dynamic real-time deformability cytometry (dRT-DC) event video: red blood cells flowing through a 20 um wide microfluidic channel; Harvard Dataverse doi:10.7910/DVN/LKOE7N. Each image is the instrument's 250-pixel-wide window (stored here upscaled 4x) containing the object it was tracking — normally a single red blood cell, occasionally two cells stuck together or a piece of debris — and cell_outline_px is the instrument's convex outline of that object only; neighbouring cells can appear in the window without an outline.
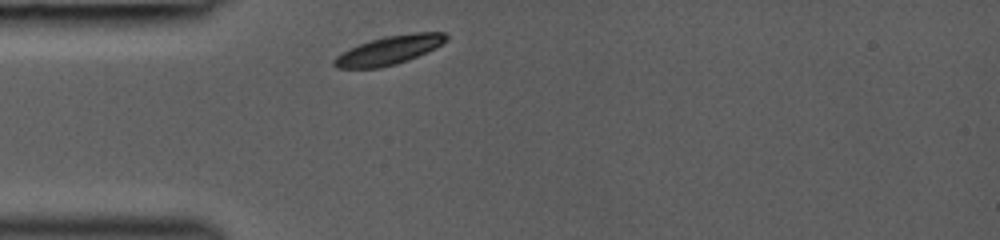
{"species": "common noctule bat (a hibernating species)", "species_latin": "Nyctalus noctula", "temperature_condition": "room temperature", "stored_images_in_passage": 5, "camera_frame_rate_fps": 3000, "um_per_image_px": 0.085, "animal": {"sex": "female", "body_mass_g": 19.0, "forearm_length_mm": 53.3}, "frame": {"image": 1, "passage_image": 1, "time_ms": 0.0, "image_size_px": [1000, 240], "cell_outline_px": [[448, 40], [436, 48], [408, 60], [396, 64], [380, 68], [336, 68], [332, 64], [332, 60], [336, 56], [360, 44], [384, 36], [416, 32], [444, 32], [448, 36]], "centroid_in_image_um": [33.11, 4.27], "position_along_channel_um": 51.9, "area_um2": 18.67}}
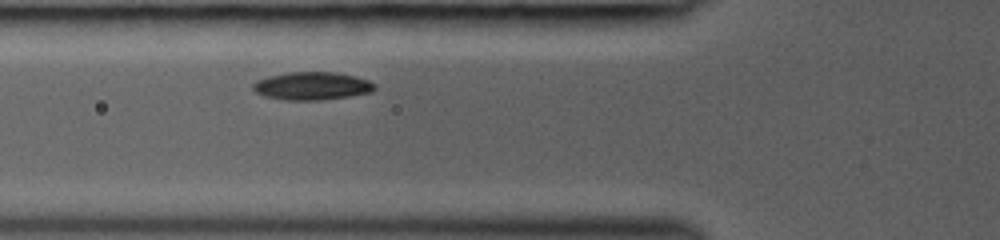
{"frame": {"image": 2, "passage_image": 3, "time_ms": 1.333, "image_size_px": [1000, 240], "cell_outline_px": [[376, 88], [372, 92], [348, 96], [320, 100], [284, 100], [264, 96], [256, 92], [252, 88], [252, 84], [256, 80], [268, 76], [288, 72], [332, 72], [352, 76], [368, 80], [376, 84]], "centroid_in_image_um": [26.49, 7.31], "position_along_channel_um": 99.3, "area_um2": 19.77}}
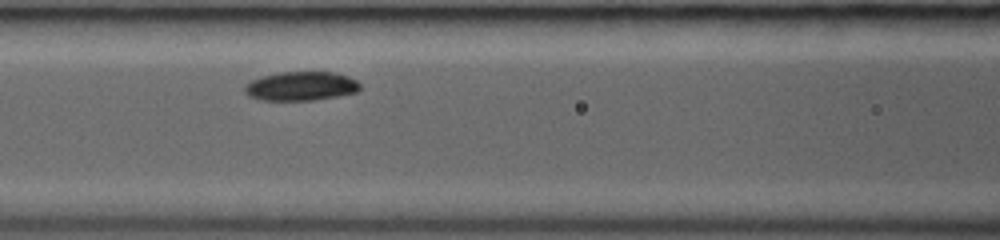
{"frame": {"image": 3, "passage_image": 5, "time_ms": 2.333, "image_size_px": [1000, 240], "cell_outline_px": [[360, 88], [356, 92], [336, 96], [312, 100], [260, 100], [248, 96], [244, 92], [244, 84], [260, 76], [280, 72], [336, 72], [348, 76], [356, 80], [360, 84]], "centroid_in_image_um": [25.54, 7.31], "position_along_channel_um": 141.1, "area_um2": 19.59}}